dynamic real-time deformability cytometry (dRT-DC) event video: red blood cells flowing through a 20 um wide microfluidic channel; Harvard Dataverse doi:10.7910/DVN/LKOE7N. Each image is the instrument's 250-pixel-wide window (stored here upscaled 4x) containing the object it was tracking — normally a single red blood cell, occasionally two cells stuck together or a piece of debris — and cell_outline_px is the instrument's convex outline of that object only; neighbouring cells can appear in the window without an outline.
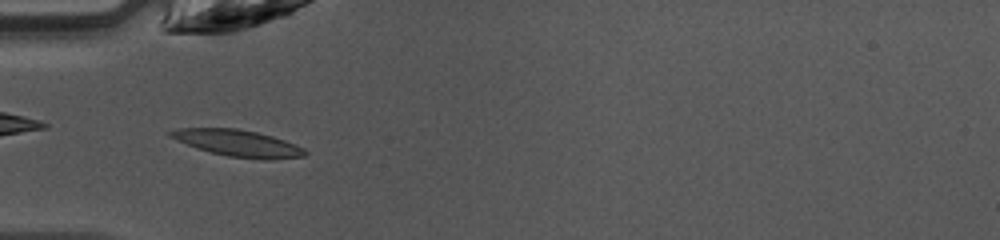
{"species": "common noctule bat (a hibernating species)", "species_latin": "Nyctalus noctula", "temperature_condition": "warm", "stored_images_in_passage": 37, "camera_frame_rate_fps": 3000, "um_per_image_px": 0.085, "animal": {"sex": "female", "body_mass_g": 10.0, "forearm_length_mm": 53.1}, "frame": {"image": 1, "passage_image": 5, "time_ms": 1.333, "image_size_px": [1000, 240], "cell_outline_px": [[308, 152], [304, 156], [268, 160], [264, 160], [228, 156], [196, 148], [176, 140], [168, 136], [168, 132], [176, 128], [236, 128], [256, 132], [272, 136], [296, 144], [304, 148]], "centroid_in_image_um": [20.22, 12.17], "position_along_channel_um": 64.8, "area_um2": 20.87}}
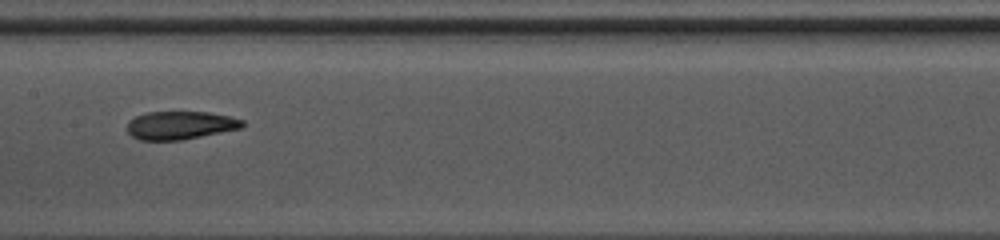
{"frame": {"image": 2, "passage_image": 14, "time_ms": 4.333, "image_size_px": [1000, 240], "cell_outline_px": [[244, 128], [180, 140], [140, 140], [132, 136], [128, 132], [128, 120], [136, 116], [148, 112], [208, 112], [228, 116], [244, 120]], "centroid_in_image_um": [15.34, 10.65], "position_along_channel_um": 192.1, "area_um2": 18.9}}
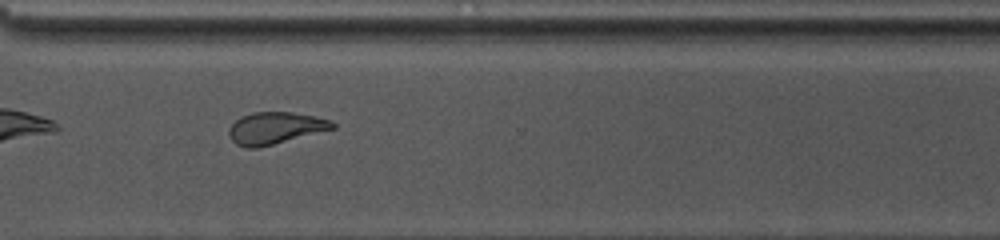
{"frame": {"image": 3, "passage_image": 25, "time_ms": 8.0, "image_size_px": [1000, 240], "cell_outline_px": [[336, 128], [256, 148], [244, 148], [236, 144], [232, 140], [228, 132], [228, 128], [240, 116], [252, 112], [292, 112], [316, 116], [332, 120], [336, 124]], "centroid_in_image_um": [23.39, 10.87], "position_along_channel_um": 347.2, "area_um2": 19.31}, "authors_computed_cell_mechanics": {"area_um2": 19.3052, "velocity_mm_per_s": 4.2472, "shape_relaxation_time_tau1_ms": 6.1053, "shape_relaxation_time_tau2_ms": 1.7673, "deformation_change_tau1": 0.1983, "deformation_change_tau2": 0.0983}}